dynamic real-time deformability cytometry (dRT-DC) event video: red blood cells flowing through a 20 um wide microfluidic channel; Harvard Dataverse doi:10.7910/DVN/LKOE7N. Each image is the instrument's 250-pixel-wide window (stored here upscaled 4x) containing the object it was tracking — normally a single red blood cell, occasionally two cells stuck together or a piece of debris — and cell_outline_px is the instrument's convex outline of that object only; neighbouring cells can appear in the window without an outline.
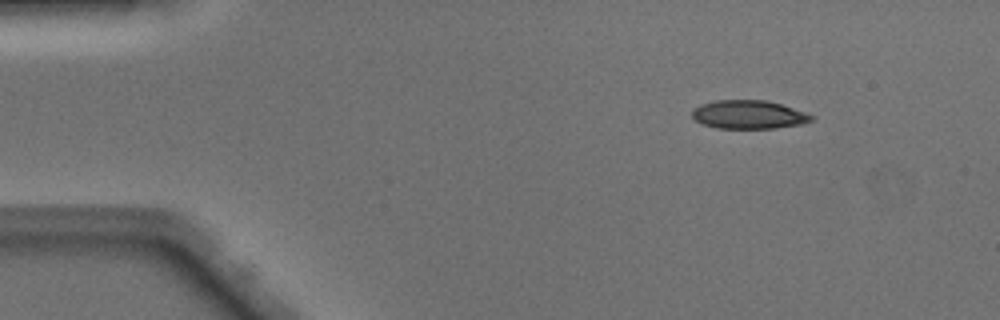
{"species": "Egyptian fruit bat (a non-hibernating species)", "species_latin": "Rousettus aegyptiacus", "temperature_condition": "warm", "stored_images_in_passage": 43, "camera_frame_rate_fps": 3000, "um_per_image_px": 0.085, "animal": {"sex": "male"}, "frame": {"image": 1, "passage_image": 1, "time_ms": 0.0, "image_size_px": [1000, 320], "cell_outline_px": [[816, 116], [812, 120], [804, 124], [776, 128], [716, 128], [704, 124], [696, 120], [692, 116], [692, 108], [700, 104], [716, 100], [764, 100], [780, 104]], "centroid_in_image_um": [63.64, 9.74], "position_along_channel_um": 21.4, "area_um2": 19.83}}
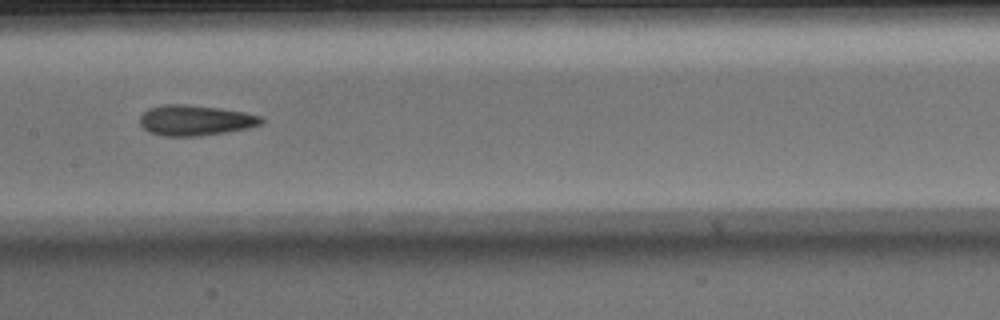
{"frame": {"image": 2, "passage_image": 19, "time_ms": 6.0, "image_size_px": [1000, 320], "cell_outline_px": [[264, 120], [260, 124], [248, 128], [224, 132], [196, 136], [164, 136], [148, 132], [140, 124], [140, 116], [148, 108], [164, 104], [184, 104], [220, 108], [244, 112], [260, 116]], "centroid_in_image_um": [16.56, 10.22], "position_along_channel_um": 190.8, "area_um2": 21.44}}
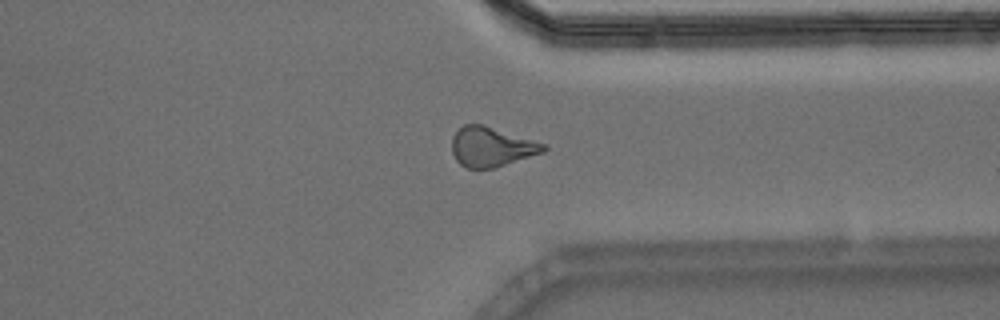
{"frame": {"image": 3, "passage_image": 32, "time_ms": 10.333, "image_size_px": [1000, 320], "cell_outline_px": [[548, 148], [544, 152], [496, 168], [468, 168], [460, 164], [456, 160], [452, 152], [452, 136], [464, 124], [484, 124], [544, 144]], "centroid_in_image_um": [41.76, 12.49], "position_along_channel_um": 369.6, "area_um2": 21.1}, "authors_computed_cell_mechanics": {"area_um2": 20.9236, "velocity_mm_per_s": 4.1503, "shape_relaxation_time_tau1_ms": null, "shape_relaxation_time_tau2_ms": 3.1516, "deformation_change_tau1": null, "deformation_change_tau2": 0.1269}}